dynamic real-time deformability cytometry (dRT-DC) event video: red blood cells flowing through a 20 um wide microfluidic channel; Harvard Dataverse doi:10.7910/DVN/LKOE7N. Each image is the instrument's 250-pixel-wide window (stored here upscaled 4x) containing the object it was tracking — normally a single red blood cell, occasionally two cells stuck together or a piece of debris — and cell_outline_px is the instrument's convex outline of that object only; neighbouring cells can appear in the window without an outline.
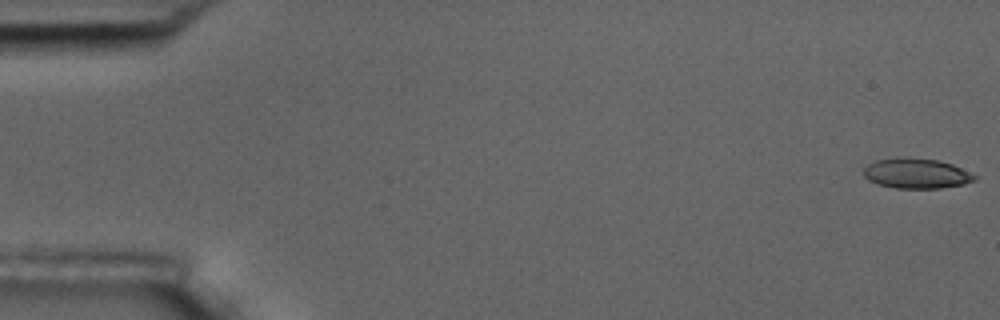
{"species": "common noctule bat (a hibernating species)", "species_latin": "Nyctalus noctula", "temperature_condition": "room temperature", "stored_images_in_passage": 5, "camera_frame_rate_fps": 3000, "um_per_image_px": 0.085, "animal": {"sex": "male", "body_mass_g": 17.5, "forearm_length_mm": 52.3}, "frame": {"image": 1, "passage_image": 1, "time_ms": 0.0, "image_size_px": [1000, 320], "cell_outline_px": [[976, 180], [964, 184], [940, 188], [896, 188], [880, 184], [868, 180], [864, 176], [864, 168], [868, 164], [876, 160], [896, 156], [908, 156], [936, 160], [952, 164], [976, 176]], "centroid_in_image_um": [77.86, 14.72], "position_along_channel_um": 7.1, "area_um2": 19.54}}
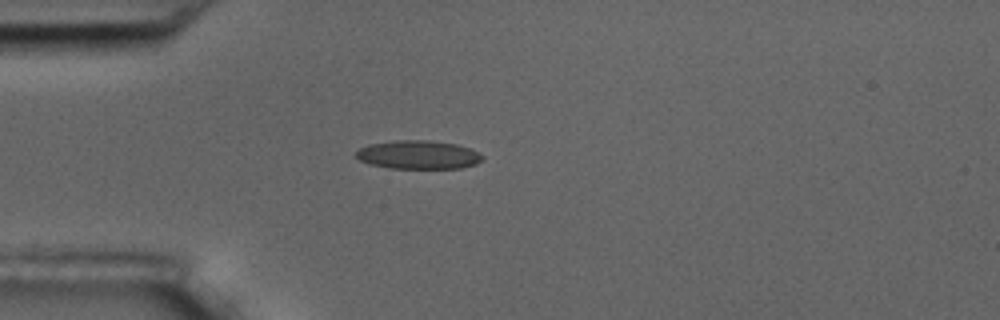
{"frame": {"image": 2, "passage_image": 5, "time_ms": 5.0, "image_size_px": [1000, 320], "cell_outline_px": [[484, 156], [476, 164], [460, 168], [388, 168], [368, 164], [360, 160], [356, 156], [356, 152], [360, 148], [368, 144], [392, 140], [428, 140], [456, 144], [468, 148]], "centroid_in_image_um": [35.5, 13.15], "position_along_channel_um": 49.5, "area_um2": 20.98}}